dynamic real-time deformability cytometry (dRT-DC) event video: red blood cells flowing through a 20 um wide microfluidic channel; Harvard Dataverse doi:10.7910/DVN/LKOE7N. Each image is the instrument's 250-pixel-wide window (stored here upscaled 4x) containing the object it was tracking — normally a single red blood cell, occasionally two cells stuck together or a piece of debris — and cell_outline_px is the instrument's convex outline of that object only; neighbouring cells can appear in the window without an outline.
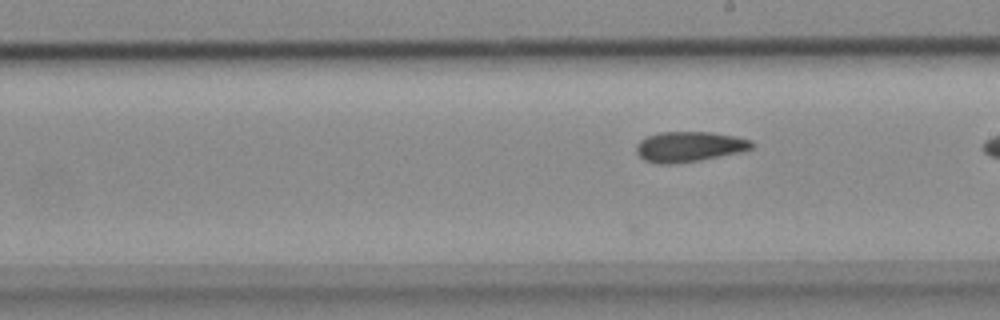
{"species": "common noctule bat (a hibernating species)", "species_latin": "Nyctalus noctula", "temperature_condition": "cold", "stored_images_in_passage": 28, "camera_frame_rate_fps": 3000, "um_per_image_px": 0.085, "animal": {"sex": "female", "body_mass_g": 18.4}, "frame": {"image": 1, "passage_image": 27, "time_ms": 8.667, "image_size_px": [1000, 320], "cell_outline_px": [[756, 144], [752, 148], [740, 152], [700, 160], [676, 164], [656, 164], [644, 160], [636, 152], [636, 144], [640, 140], [648, 136], [660, 132], [712, 132], [736, 136], [752, 140]], "centroid_in_image_um": [58.59, 12.47], "position_along_channel_um": 230.4, "area_um2": 20.58}}